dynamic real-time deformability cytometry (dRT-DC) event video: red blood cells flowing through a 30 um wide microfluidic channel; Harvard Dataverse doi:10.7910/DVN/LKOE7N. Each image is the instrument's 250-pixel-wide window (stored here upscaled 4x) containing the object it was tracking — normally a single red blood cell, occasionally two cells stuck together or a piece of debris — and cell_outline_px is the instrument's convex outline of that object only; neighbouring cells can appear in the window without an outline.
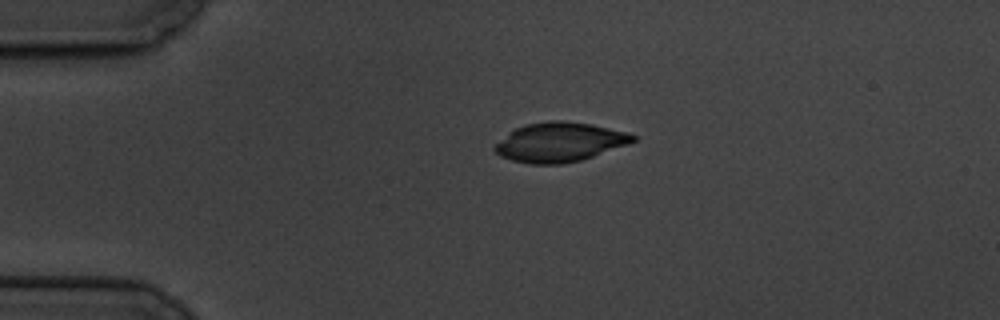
{"species": "common noctule bat (a hibernating species)", "species_latin": "Nyctalus noctula", "temperature_condition": "cold", "stored_images_in_passage": 2, "camera_frame_rate_fps": 3000, "um_per_image_px": 0.085, "animal": {"sex": "male", "body_mass_g": 19.5, "forearm_length_mm": 54.6}, "frame": {"image": 1, "passage_image": 1, "time_ms": 0.0, "image_size_px": [1000, 320], "cell_outline_px": [[636, 140], [628, 144], [580, 160], [560, 164], [528, 164], [512, 160], [500, 156], [492, 148], [508, 132], [524, 124], [552, 120], [564, 120], [592, 124], [628, 132], [636, 136]], "centroid_in_image_um": [47.55, 12.07], "position_along_channel_um": 37.5, "area_um2": 31.67}}